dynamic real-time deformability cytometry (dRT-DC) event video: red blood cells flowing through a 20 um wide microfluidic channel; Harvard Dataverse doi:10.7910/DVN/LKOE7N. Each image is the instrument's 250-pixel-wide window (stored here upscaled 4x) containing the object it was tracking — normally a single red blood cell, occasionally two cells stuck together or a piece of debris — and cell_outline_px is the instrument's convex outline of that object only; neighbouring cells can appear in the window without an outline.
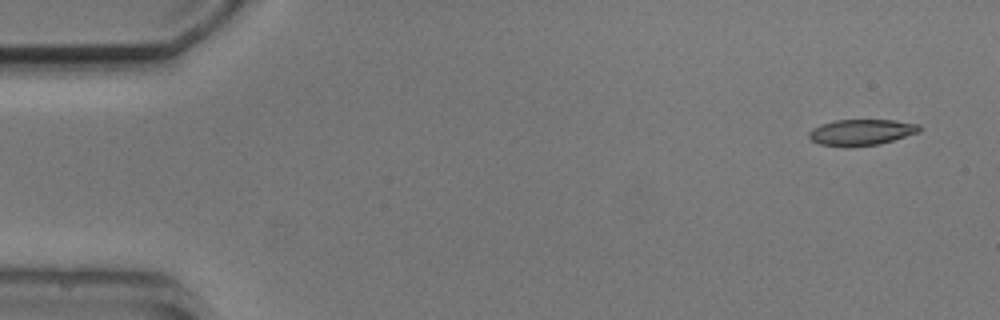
{"species": "common noctule bat (a hibernating species)", "species_latin": "Nyctalus noctula", "temperature_condition": "cold", "stored_images_in_passage": 4, "camera_frame_rate_fps": 3000, "um_per_image_px": 0.085, "animal": {"sex": "male", "body_mass_g": 20.5, "forearm_length_mm": 52.5}, "frame": {"image": 1, "passage_image": 1, "time_ms": 0.0, "image_size_px": [1000, 320], "cell_outline_px": [[920, 132], [880, 144], [848, 148], [820, 144], [812, 140], [808, 136], [808, 132], [812, 128], [820, 124], [836, 120], [896, 120], [920, 124]], "centroid_in_image_um": [73.21, 11.25], "position_along_channel_um": 11.8, "area_um2": 17.05}}